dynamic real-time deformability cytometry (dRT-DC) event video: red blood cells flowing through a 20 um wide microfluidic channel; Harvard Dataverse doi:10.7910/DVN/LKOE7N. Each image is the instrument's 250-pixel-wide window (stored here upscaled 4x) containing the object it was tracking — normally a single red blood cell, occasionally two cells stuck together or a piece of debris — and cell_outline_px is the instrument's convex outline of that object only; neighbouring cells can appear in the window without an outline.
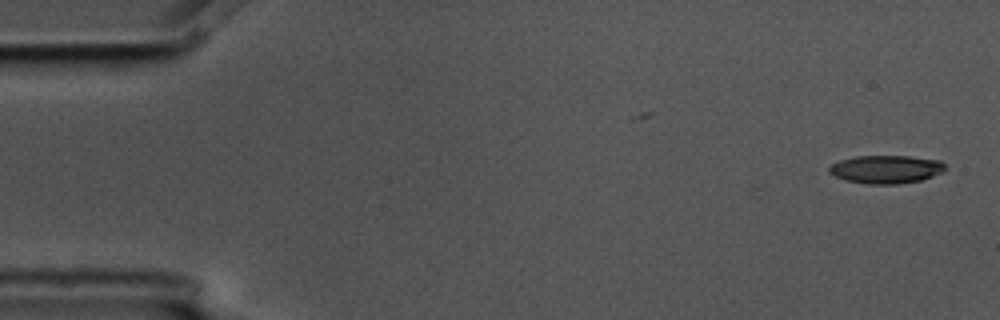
{"species": "common noctule bat (a hibernating species)", "species_latin": "Nyctalus noctula", "temperature_condition": "cold", "stored_images_in_passage": 3, "camera_frame_rate_fps": 3000, "um_per_image_px": 0.085, "animal": {"sex": "male", "body_mass_g": 17.5, "forearm_length_mm": 52.3}, "frame": {"image": 1, "passage_image": 1, "time_ms": 0.0, "image_size_px": [1000, 320], "cell_outline_px": [[948, 168], [944, 172], [920, 180], [896, 184], [868, 184], [844, 180], [828, 172], [828, 168], [832, 164], [840, 160], [856, 156], [908, 156], [940, 160]], "centroid_in_image_um": [75.33, 14.39], "position_along_channel_um": 9.7, "area_um2": 19.07}}